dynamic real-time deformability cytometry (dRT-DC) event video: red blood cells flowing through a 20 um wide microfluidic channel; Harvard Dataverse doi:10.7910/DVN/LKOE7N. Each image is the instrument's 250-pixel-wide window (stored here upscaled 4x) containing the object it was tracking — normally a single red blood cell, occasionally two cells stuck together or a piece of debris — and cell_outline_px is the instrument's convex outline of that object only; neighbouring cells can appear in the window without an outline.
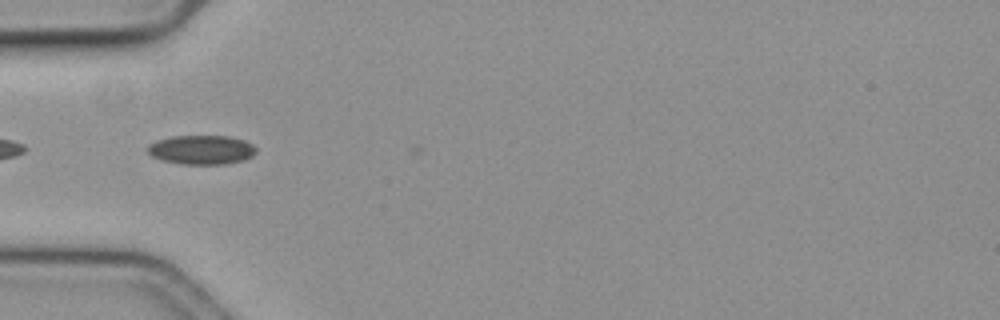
{"species": "common noctule bat (a hibernating species)", "species_latin": "Nyctalus noctula", "temperature_condition": "cold", "stored_images_in_passage": 6, "camera_frame_rate_fps": 3000, "um_per_image_px": 0.085, "animal": {"sex": "female", "body_mass_g": 19.3, "forearm_length_mm": 54.1}, "frame": {"image": 1, "passage_image": 5, "time_ms": 1.333, "image_size_px": [1000, 320], "cell_outline_px": [[256, 152], [252, 156], [244, 160], [224, 164], [180, 164], [160, 160], [152, 156], [144, 148], [148, 144], [156, 140], [172, 136], [228, 136], [244, 140], [252, 144], [256, 148]], "centroid_in_image_um": [17.08, 12.73], "position_along_channel_um": 67.9, "area_um2": 18.67}}